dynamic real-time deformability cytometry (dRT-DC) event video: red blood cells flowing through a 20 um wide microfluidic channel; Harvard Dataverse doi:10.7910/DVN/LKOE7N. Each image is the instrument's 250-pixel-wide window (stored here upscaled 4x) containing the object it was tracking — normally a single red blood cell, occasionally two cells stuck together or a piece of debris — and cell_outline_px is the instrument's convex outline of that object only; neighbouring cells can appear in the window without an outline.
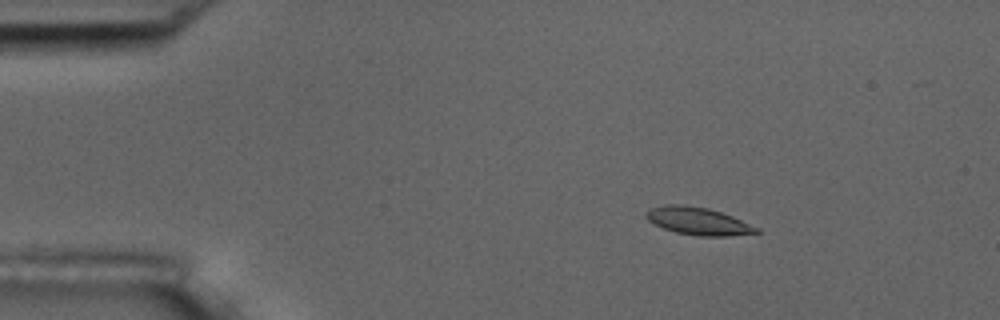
{"species": "common noctule bat (a hibernating species)", "species_latin": "Nyctalus noctula", "temperature_condition": "room temperature", "stored_images_in_passage": 4, "camera_frame_rate_fps": 3000, "um_per_image_px": 0.085, "animal": {"sex": "male", "body_mass_g": 17.5, "forearm_length_mm": 52.3}, "frame": {"image": 1, "passage_image": 2, "time_ms": 1.333, "image_size_px": [1000, 320], "cell_outline_px": [[760, 232], [728, 236], [700, 236], [676, 232], [664, 228], [648, 220], [644, 216], [652, 208], [664, 204], [684, 204], [708, 208], [732, 216], [760, 228]], "centroid_in_image_um": [59.36, 18.79], "position_along_channel_um": 25.6, "area_um2": 17.57}}